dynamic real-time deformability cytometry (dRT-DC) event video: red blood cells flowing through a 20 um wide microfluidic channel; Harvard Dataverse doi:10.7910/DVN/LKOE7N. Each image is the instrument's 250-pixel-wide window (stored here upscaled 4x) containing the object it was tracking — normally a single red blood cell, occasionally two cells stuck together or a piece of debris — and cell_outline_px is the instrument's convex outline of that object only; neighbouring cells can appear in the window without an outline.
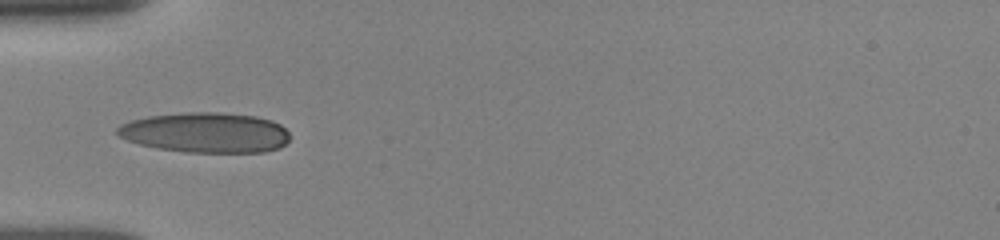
{"species": "human", "species_latin": "Homo sapiens", "temperature_condition": "room temperature", "stored_images_in_passage": 14, "camera_frame_rate_fps": 3000, "um_per_image_px": 0.085, "donor": {"sex": "female"}, "frame": {"image": 1, "passage_image": 12, "time_ms": 5.333, "image_size_px": [1000, 240], "cell_outline_px": [[288, 140], [280, 148], [264, 152], [188, 152], [156, 148], [140, 144], [128, 140], [120, 136], [116, 132], [116, 128], [120, 124], [132, 120], [148, 116], [184, 112], [220, 112], [256, 116], [272, 120], [280, 124], [288, 132]], "centroid_in_image_um": [17.48, 11.26], "position_along_channel_um": 67.5, "area_um2": 40.46}}